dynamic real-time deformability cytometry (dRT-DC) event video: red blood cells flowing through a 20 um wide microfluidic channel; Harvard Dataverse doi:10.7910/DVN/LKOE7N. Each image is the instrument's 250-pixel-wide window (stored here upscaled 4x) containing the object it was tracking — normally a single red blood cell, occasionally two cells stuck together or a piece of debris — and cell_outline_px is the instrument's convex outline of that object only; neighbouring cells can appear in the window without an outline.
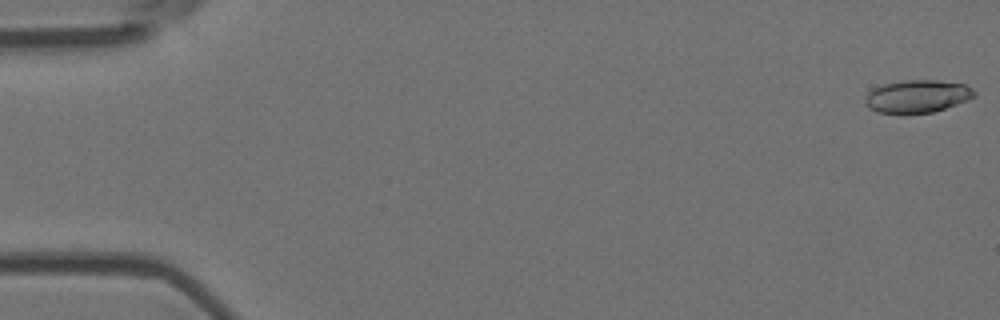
{"species": "Egyptian fruit bat (a non-hibernating species)", "species_latin": "Rousettus aegyptiacus", "temperature_condition": "room temperature", "stored_images_in_passage": 7, "camera_frame_rate_fps": 3000, "um_per_image_px": 0.085, "animal": {"sex": "female"}, "frame": {"image": 1, "passage_image": 1, "time_ms": 0.0, "image_size_px": [1000, 320], "cell_outline_px": [[976, 96], [968, 100], [932, 112], [900, 116], [876, 112], [868, 108], [864, 100], [868, 92], [872, 88], [884, 84], [904, 80], [940, 80], [964, 84], [972, 88], [976, 92]], "centroid_in_image_um": [77.93, 8.22], "position_along_channel_um": 7.1, "area_um2": 21.44}}
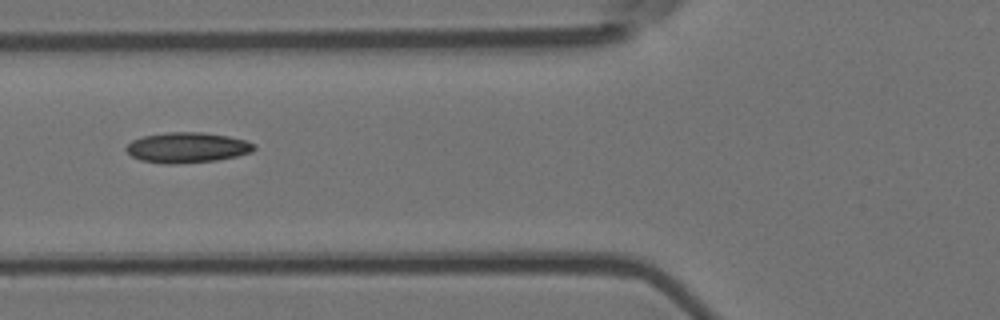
{"frame": {"image": 2, "passage_image": 6, "time_ms": 1.667, "image_size_px": [1000, 320], "cell_outline_px": [[256, 148], [252, 152], [236, 156], [216, 160], [176, 164], [164, 164], [140, 160], [132, 156], [124, 148], [132, 140], [144, 136], [168, 132], [200, 132], [228, 136], [244, 140], [256, 144]], "centroid_in_image_um": [15.91, 12.54], "position_along_channel_um": 109.9, "area_um2": 22.6}}
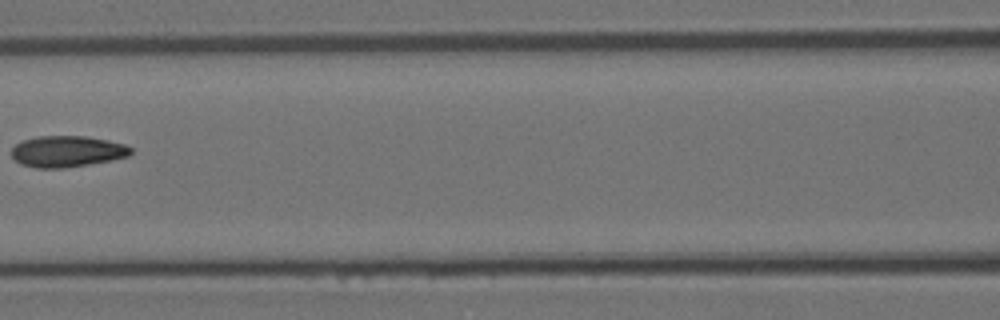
{"frame": {"image": 3, "passage_image": 7, "time_ms": 2.0, "image_size_px": [1000, 320], "cell_outline_px": [[132, 152], [128, 156], [112, 160], [64, 168], [36, 168], [20, 164], [12, 156], [12, 148], [16, 144], [24, 140], [36, 136], [84, 136], [108, 140], [124, 144], [132, 148]], "centroid_in_image_um": [5.7, 12.87], "position_along_channel_um": 160.9, "area_um2": 21.68}}